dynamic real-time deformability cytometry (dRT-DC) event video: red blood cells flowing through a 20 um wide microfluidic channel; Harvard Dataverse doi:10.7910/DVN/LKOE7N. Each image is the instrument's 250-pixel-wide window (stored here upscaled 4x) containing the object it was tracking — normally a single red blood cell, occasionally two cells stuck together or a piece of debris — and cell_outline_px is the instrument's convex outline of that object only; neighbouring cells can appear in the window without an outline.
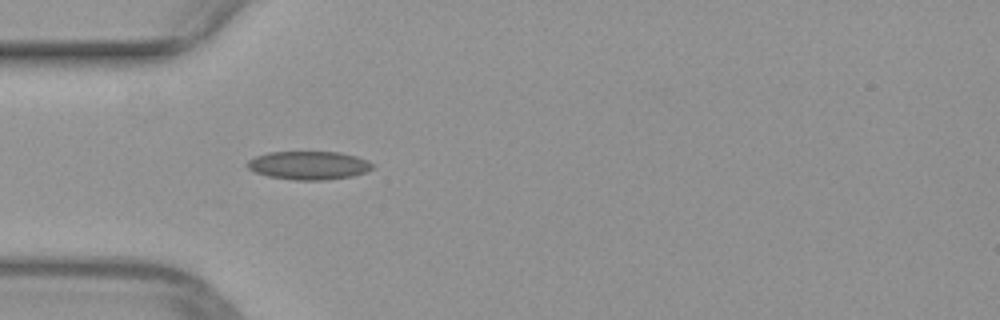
{"species": "common noctule bat (a hibernating species)", "species_latin": "Nyctalus noctula", "temperature_condition": "warm", "stored_images_in_passage": 36, "camera_frame_rate_fps": 3000, "um_per_image_px": 0.085, "animal": {"sex": "female", "body_mass_g": 29.2, "forearm_length_mm": 56.3}, "frame": {"image": 1, "passage_image": 1, "time_ms": 0.0, "image_size_px": [1000, 320], "cell_outline_px": [[376, 164], [368, 172], [352, 176], [324, 180], [292, 180], [268, 176], [256, 172], [248, 168], [244, 164], [248, 160], [256, 156], [268, 152], [340, 152], [356, 156], [368, 160]], "centroid_in_image_um": [26.27, 14.05], "position_along_channel_um": 58.7, "area_um2": 20.92}}
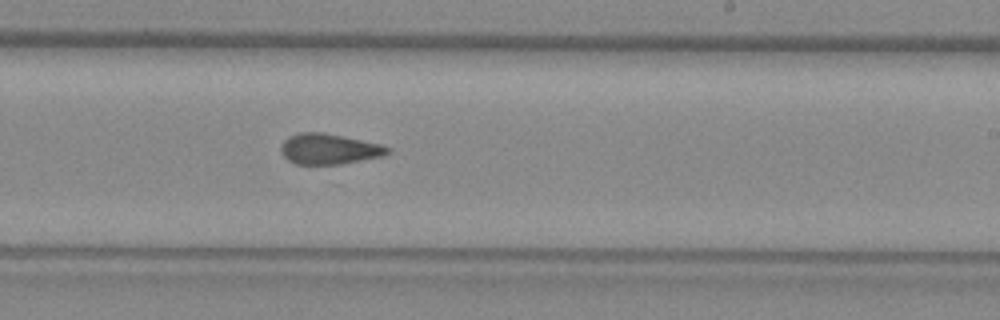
{"frame": {"image": 2, "passage_image": 16, "time_ms": 5.0, "image_size_px": [1000, 320], "cell_outline_px": [[392, 152], [384, 156], [340, 164], [296, 164], [288, 160], [280, 152], [280, 148], [284, 140], [288, 136], [300, 132], [320, 132], [380, 144], [388, 148]], "centroid_in_image_um": [27.94, 12.67], "position_along_channel_um": 261.1, "area_um2": 18.84}}
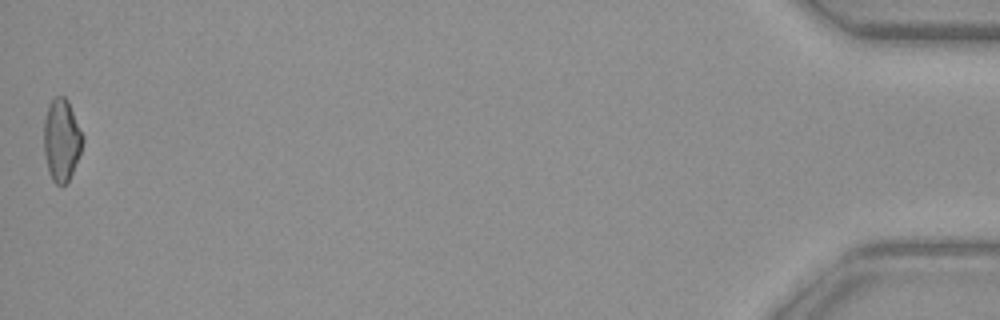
{"frame": {"image": 3, "passage_image": 36, "time_ms": 11.667, "image_size_px": [1000, 320], "cell_outline_px": [[84, 140], [80, 152], [72, 172], [68, 180], [60, 188], [52, 180], [48, 172], [44, 152], [44, 120], [48, 104], [56, 96], [64, 96], [68, 100], [84, 136]], "centroid_in_image_um": [5.23, 11.9], "position_along_channel_um": 430.0, "area_um2": 18.67}}